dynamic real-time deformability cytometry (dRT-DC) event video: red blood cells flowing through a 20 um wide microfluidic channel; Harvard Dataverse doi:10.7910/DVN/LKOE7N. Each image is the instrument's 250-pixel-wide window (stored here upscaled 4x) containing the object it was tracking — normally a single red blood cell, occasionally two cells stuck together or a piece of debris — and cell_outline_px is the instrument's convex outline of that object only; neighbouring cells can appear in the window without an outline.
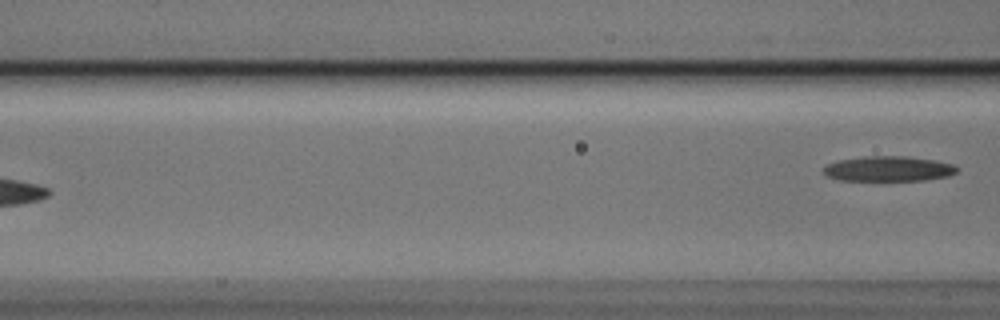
{"species": "Egyptian fruit bat (a non-hibernating species)", "species_latin": "Rousettus aegyptiacus", "temperature_condition": "cold", "stored_images_in_passage": 8, "camera_frame_rate_fps": 3000, "um_per_image_px": 0.085, "animal": {"sex": "male"}, "frame": {"image": 1, "passage_image": 8, "time_ms": 2.333, "image_size_px": [1000, 320], "cell_outline_px": [[960, 168], [956, 172], [948, 176], [924, 180], [840, 180], [828, 176], [824, 172], [824, 168], [828, 164], [840, 160], [868, 156], [904, 156], [932, 160], [952, 164]], "centroid_in_image_um": [75.55, 14.35], "position_along_channel_um": 91.1, "area_um2": 19.19}}